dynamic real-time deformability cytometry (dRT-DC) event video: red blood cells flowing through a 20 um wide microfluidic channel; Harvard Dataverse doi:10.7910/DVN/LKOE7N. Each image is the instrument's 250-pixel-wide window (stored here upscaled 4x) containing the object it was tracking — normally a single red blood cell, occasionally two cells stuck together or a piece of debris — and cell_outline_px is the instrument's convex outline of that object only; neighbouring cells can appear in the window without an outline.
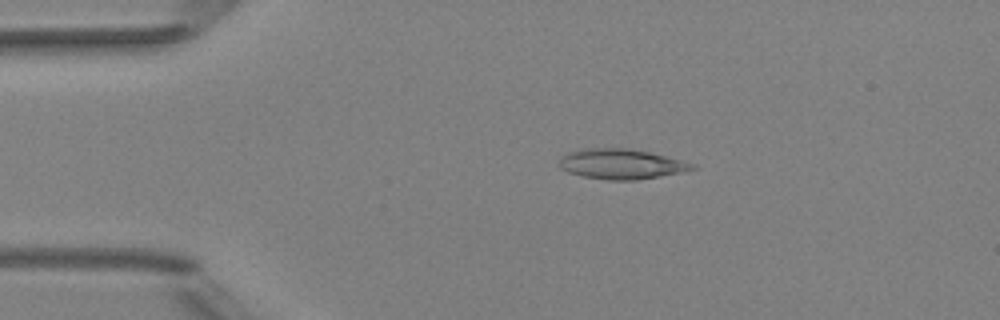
{"species": "Egyptian fruit bat (a non-hibernating species)", "species_latin": "Rousettus aegyptiacus", "temperature_condition": "room temperature", "stored_images_in_passage": 4, "camera_frame_rate_fps": 3000, "um_per_image_px": 0.085, "animal": {"sex": "female"}, "frame": {"image": 1, "passage_image": 3, "time_ms": 2.333, "image_size_px": [1000, 320], "cell_outline_px": [[696, 168], [636, 180], [608, 180], [584, 176], [568, 172], [560, 168], [560, 156], [568, 152], [588, 148], [628, 148], [648, 152], [696, 164]], "centroid_in_image_um": [52.73, 13.93], "position_along_channel_um": 32.3, "area_um2": 22.83}}